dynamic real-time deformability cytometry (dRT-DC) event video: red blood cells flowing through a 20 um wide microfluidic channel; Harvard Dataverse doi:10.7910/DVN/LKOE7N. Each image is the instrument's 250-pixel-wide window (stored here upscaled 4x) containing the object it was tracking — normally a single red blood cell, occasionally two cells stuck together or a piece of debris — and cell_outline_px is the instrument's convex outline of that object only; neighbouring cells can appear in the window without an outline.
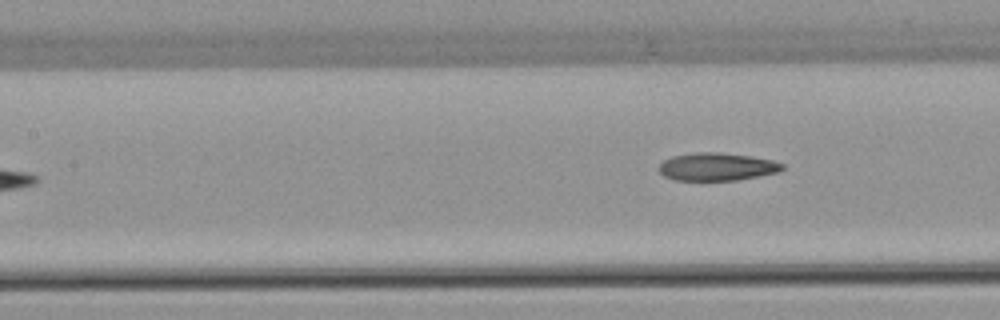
{"species": "common noctule bat (a hibernating species)", "species_latin": "Nyctalus noctula", "temperature_condition": "warm", "stored_images_in_passage": 8, "camera_frame_rate_fps": 3000, "um_per_image_px": 0.085, "animal": {"sex": "female", "body_mass_g": 22.7, "forearm_length_mm": 54.2}, "frame": {"image": 1, "passage_image": 8, "time_ms": 8.333, "image_size_px": [1000, 320], "cell_outline_px": [[784, 168], [780, 172], [736, 180], [676, 180], [664, 176], [656, 168], [664, 160], [672, 156], [696, 152], [720, 152], [752, 156], [772, 160], [784, 164]], "centroid_in_image_um": [60.94, 14.16], "position_along_channel_um": 146.5, "area_um2": 20.11}}